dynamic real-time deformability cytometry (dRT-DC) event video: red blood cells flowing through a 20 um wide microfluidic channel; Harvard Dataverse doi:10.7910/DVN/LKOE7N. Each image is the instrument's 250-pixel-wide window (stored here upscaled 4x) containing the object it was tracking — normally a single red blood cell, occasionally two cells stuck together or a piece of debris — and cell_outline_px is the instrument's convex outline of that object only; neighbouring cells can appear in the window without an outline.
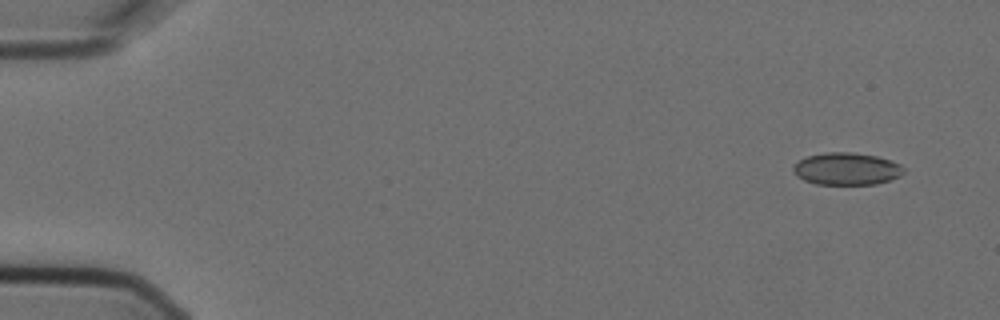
{"species": "Egyptian fruit bat (a non-hibernating species)", "species_latin": "Rousettus aegyptiacus", "temperature_condition": "cold", "stored_images_in_passage": 4, "camera_frame_rate_fps": 3000, "um_per_image_px": 0.085, "animal": {"sex": "female"}, "frame": {"image": 1, "passage_image": 1, "time_ms": 0.0, "image_size_px": [1000, 320], "cell_outline_px": [[904, 172], [900, 176], [876, 184], [816, 184], [804, 180], [796, 176], [792, 172], [792, 168], [800, 160], [808, 156], [828, 152], [848, 152], [876, 156], [892, 160], [900, 164], [904, 168]], "centroid_in_image_um": [71.96, 14.35], "position_along_channel_um": 13.0, "area_um2": 20.69}}
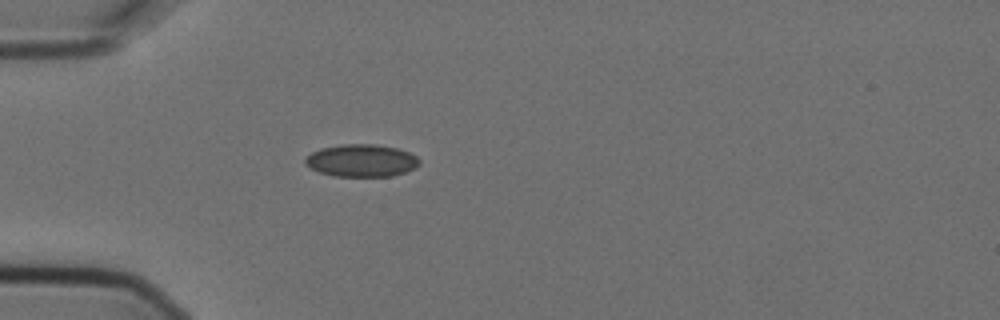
{"frame": {"image": 2, "passage_image": 4, "time_ms": 1.0, "image_size_px": [1000, 320], "cell_outline_px": [[420, 164], [416, 168], [392, 176], [332, 176], [320, 172], [304, 164], [304, 160], [312, 152], [320, 148], [340, 144], [376, 144], [396, 148], [408, 152], [416, 156], [420, 160]], "centroid_in_image_um": [30.73, 13.64], "position_along_channel_um": 54.3, "area_um2": 21.62}}